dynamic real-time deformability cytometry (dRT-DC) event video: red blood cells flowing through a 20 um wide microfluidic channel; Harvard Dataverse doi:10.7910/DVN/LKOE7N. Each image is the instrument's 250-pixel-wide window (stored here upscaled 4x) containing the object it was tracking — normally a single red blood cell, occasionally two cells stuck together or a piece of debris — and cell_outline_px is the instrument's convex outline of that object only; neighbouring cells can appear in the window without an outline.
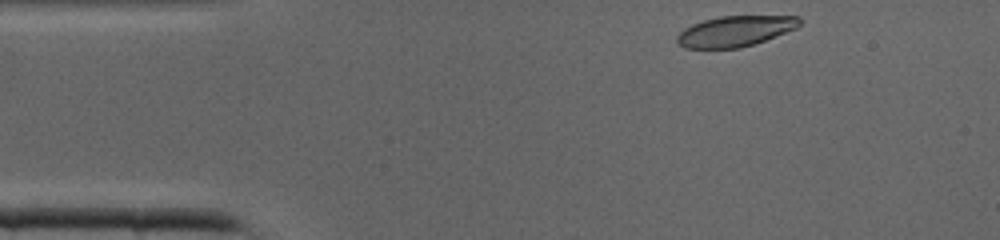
{"species": "common noctule bat (a hibernating species)", "species_latin": "Nyctalus noctula", "temperature_condition": "cold", "stored_images_in_passage": 36, "camera_frame_rate_fps": 3000, "um_per_image_px": 0.085, "animal": {"sex": "male", "body_mass_g": 19.0, "forearm_length_mm": 50.8}, "frame": {"image": 1, "passage_image": 1, "time_ms": 0.0, "image_size_px": [1000, 240], "cell_outline_px": [[804, 20], [796, 28], [764, 40], [740, 48], [684, 48], [676, 40], [676, 36], [684, 28], [692, 24], [704, 20], [720, 16], [800, 16]], "centroid_in_image_um": [62.49, 2.64], "position_along_channel_um": 22.5, "area_um2": 21.73}}
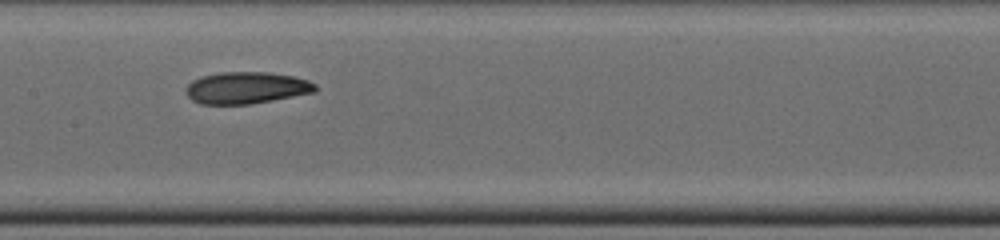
{"frame": {"image": 2, "passage_image": 15, "time_ms": 4.667, "image_size_px": [1000, 240], "cell_outline_px": [[316, 92], [252, 104], [200, 104], [192, 100], [188, 96], [188, 84], [192, 80], [204, 76], [220, 72], [268, 72], [292, 76], [308, 80], [316, 84]], "centroid_in_image_um": [20.98, 7.47], "position_along_channel_um": 186.4, "area_um2": 23.87}}
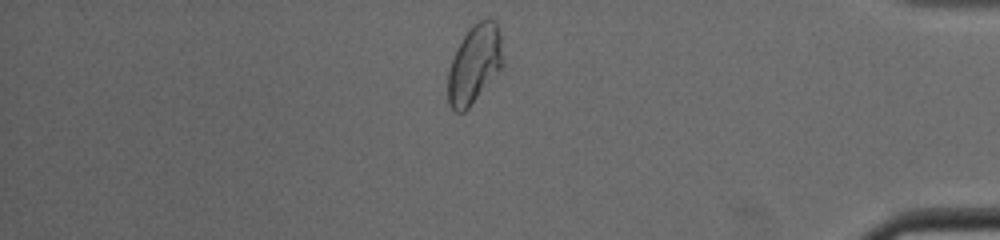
{"frame": {"image": 3, "passage_image": 30, "time_ms": 9.667, "image_size_px": [1000, 240], "cell_outline_px": [[504, 68], [468, 108], [464, 112], [456, 112], [448, 104], [448, 72], [456, 48], [468, 28], [472, 24], [488, 16], [496, 20], [500, 36], [504, 64]], "centroid_in_image_um": [40.36, 5.43], "position_along_channel_um": 394.8, "area_um2": 25.66}}